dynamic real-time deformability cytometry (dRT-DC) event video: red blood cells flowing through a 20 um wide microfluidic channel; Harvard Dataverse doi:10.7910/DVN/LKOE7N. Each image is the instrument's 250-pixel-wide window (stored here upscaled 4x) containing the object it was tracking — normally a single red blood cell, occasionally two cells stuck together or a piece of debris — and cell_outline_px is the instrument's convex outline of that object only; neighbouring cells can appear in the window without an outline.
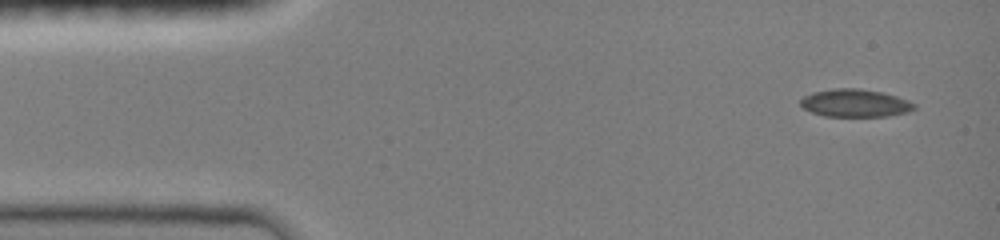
{"species": "common noctule bat (a hibernating species)", "species_latin": "Nyctalus noctula", "temperature_condition": "room temperature", "stored_images_in_passage": 6, "camera_frame_rate_fps": 3000, "um_per_image_px": 0.085, "animal": {"sex": "female", "body_mass_g": 19.0, "forearm_length_mm": 51.5}, "frame": {"image": 1, "passage_image": 1, "time_ms": 0.0, "image_size_px": [1000, 240], "cell_outline_px": [[916, 108], [908, 112], [888, 116], [824, 116], [812, 112], [804, 108], [800, 104], [800, 100], [804, 96], [812, 92], [832, 88], [860, 88], [880, 92], [896, 96], [908, 100], [916, 104]], "centroid_in_image_um": [72.68, 8.76], "position_along_channel_um": 12.3, "area_um2": 18.44}}
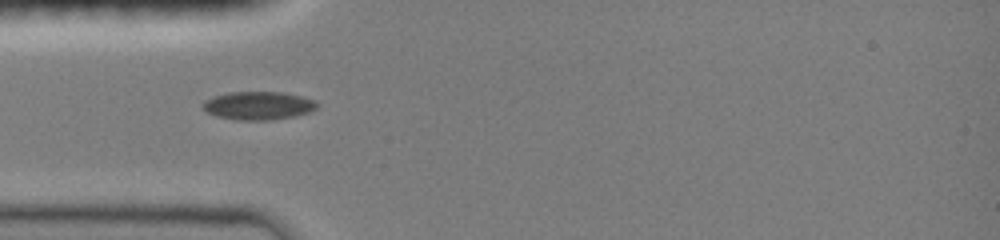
{"frame": {"image": 2, "passage_image": 5, "time_ms": 1.333, "image_size_px": [1000, 240], "cell_outline_px": [[316, 108], [308, 112], [296, 116], [272, 120], [236, 120], [216, 116], [208, 112], [200, 104], [204, 100], [212, 96], [228, 92], [280, 92], [300, 96], [316, 100]], "centroid_in_image_um": [21.92, 8.98], "position_along_channel_um": 63.1, "area_um2": 18.84}}